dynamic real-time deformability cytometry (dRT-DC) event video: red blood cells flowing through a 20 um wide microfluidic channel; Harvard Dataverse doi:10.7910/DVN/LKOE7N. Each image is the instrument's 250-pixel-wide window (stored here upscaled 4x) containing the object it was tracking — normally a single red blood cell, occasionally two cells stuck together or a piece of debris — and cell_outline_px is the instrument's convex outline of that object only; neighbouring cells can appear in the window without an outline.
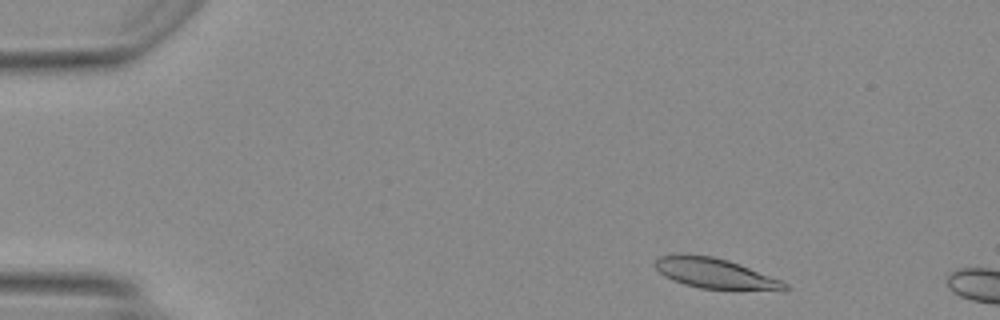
{"species": "Egyptian fruit bat (a non-hibernating species)", "species_latin": "Rousettus aegyptiacus", "temperature_condition": "warm", "stored_images_in_passage": 12, "camera_frame_rate_fps": 3000, "um_per_image_px": 0.085, "animal": {"sex": "female"}, "frame": {"image": 1, "passage_image": 3, "time_ms": 0.667, "image_size_px": [1000, 320], "cell_outline_px": [[788, 288], [700, 288], [684, 284], [672, 280], [664, 276], [652, 264], [660, 256], [712, 256], [728, 260], [780, 280], [788, 284]], "centroid_in_image_um": [60.66, 23.22], "position_along_channel_um": 24.3, "area_um2": 21.33}}